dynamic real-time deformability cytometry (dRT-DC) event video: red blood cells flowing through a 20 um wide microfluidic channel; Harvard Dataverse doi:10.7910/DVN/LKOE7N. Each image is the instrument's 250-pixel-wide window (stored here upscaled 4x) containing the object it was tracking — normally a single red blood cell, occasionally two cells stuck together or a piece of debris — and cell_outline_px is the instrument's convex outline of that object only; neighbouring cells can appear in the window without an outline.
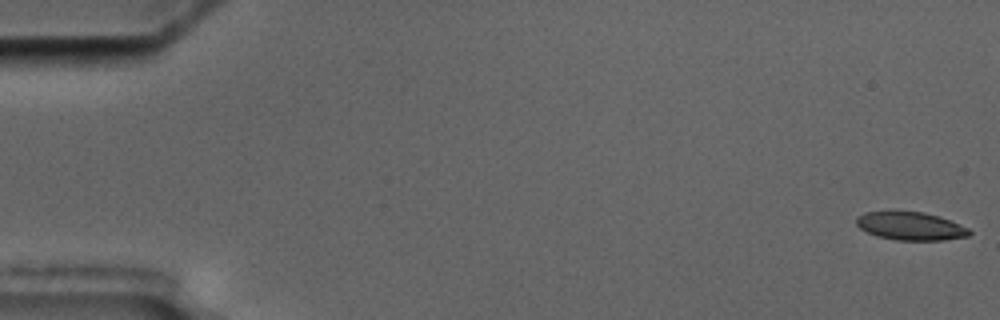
{"species": "common noctule bat (a hibernating species)", "species_latin": "Nyctalus noctula", "temperature_condition": "cold", "stored_images_in_passage": 5, "camera_frame_rate_fps": 3000, "um_per_image_px": 0.085, "animal": {"sex": "male", "body_mass_g": 17.5, "forearm_length_mm": 52.3}, "frame": {"image": 1, "passage_image": 1, "time_ms": 0.0, "image_size_px": [1000, 320], "cell_outline_px": [[972, 232], [968, 236], [944, 240], [896, 240], [876, 236], [860, 228], [856, 224], [856, 216], [864, 212], [924, 212], [940, 216], [960, 224], [968, 228]], "centroid_in_image_um": [77.41, 19.22], "position_along_channel_um": 7.6, "area_um2": 18.5}}
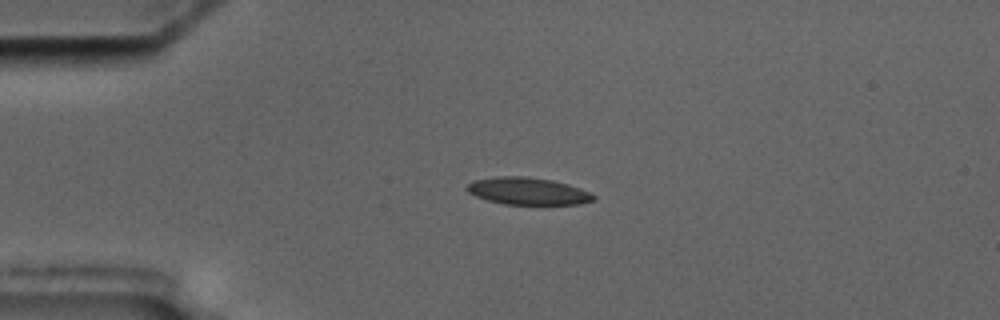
{"frame": {"image": 2, "passage_image": 4, "time_ms": 4.333, "image_size_px": [1000, 320], "cell_outline_px": [[596, 200], [580, 204], [504, 204], [488, 200], [476, 196], [468, 192], [464, 188], [472, 180], [496, 176], [528, 176], [552, 180], [568, 184], [592, 192], [596, 196]], "centroid_in_image_um": [44.88, 16.23], "position_along_channel_um": 40.1, "area_um2": 20.29}}